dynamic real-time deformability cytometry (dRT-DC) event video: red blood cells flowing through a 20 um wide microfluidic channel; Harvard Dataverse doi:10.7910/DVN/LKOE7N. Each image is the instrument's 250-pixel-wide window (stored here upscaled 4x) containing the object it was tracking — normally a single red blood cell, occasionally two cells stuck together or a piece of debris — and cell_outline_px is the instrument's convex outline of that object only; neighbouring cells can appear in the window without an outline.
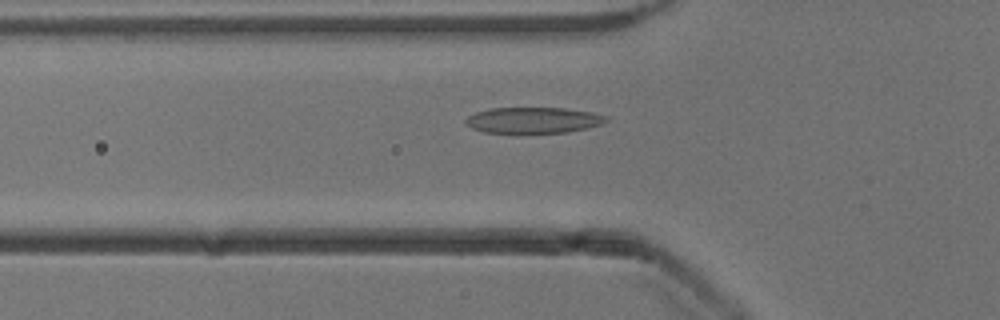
{"species": "common noctule bat (a hibernating species)", "species_latin": "Nyctalus noctula", "temperature_condition": "cold", "stored_images_in_passage": 53, "camera_frame_rate_fps": 3000, "um_per_image_px": 0.085, "animal": {"sex": "male", "body_mass_g": 13.3}, "frame": {"image": 1, "passage_image": 18, "time_ms": 5.667, "image_size_px": [1000, 320], "cell_outline_px": [[608, 120], [600, 124], [588, 128], [564, 132], [484, 132], [472, 128], [464, 124], [464, 120], [468, 116], [476, 112], [492, 108], [564, 108], [592, 112], [608, 116]], "centroid_in_image_um": [45.32, 10.2], "position_along_channel_um": 80.5, "area_um2": 21.04}}
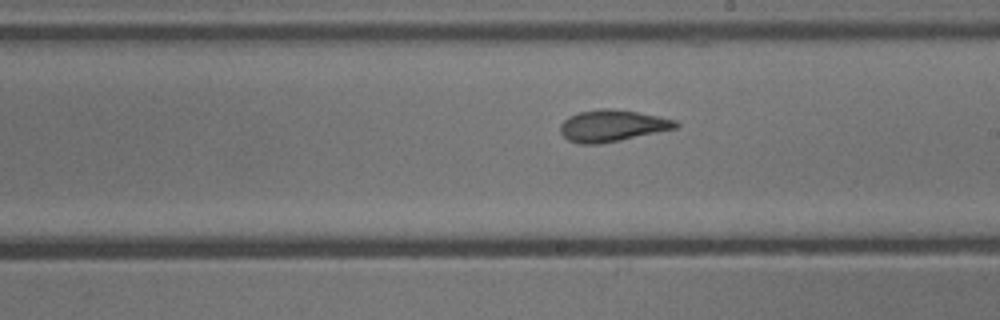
{"frame": {"image": 2, "passage_image": 30, "time_ms": 9.667, "image_size_px": [1000, 320], "cell_outline_px": [[680, 124], [676, 128], [620, 140], [600, 144], [580, 144], [568, 140], [560, 132], [560, 124], [568, 116], [580, 112], [600, 108], [608, 108], [636, 112], [676, 120]], "centroid_in_image_um": [52.0, 10.69], "position_along_channel_um": 237.0, "area_um2": 21.1}}
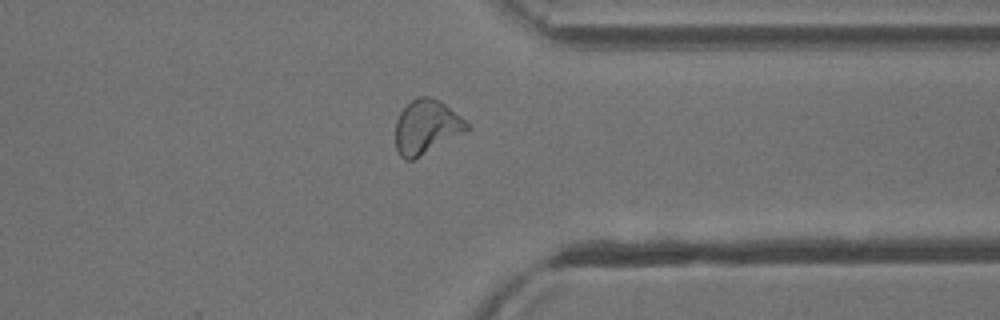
{"frame": {"image": 3, "passage_image": 41, "time_ms": 13.333, "image_size_px": [1000, 320], "cell_outline_px": [[468, 128], [420, 156], [412, 160], [404, 160], [400, 156], [396, 148], [396, 120], [400, 112], [416, 96], [432, 96], [440, 100], [460, 116], [468, 124]], "centroid_in_image_um": [36.18, 10.76], "position_along_channel_um": 375.2, "area_um2": 21.91}, "authors_computed_cell_mechanics": {"area_um2": 22.0796, "velocity_mm_per_s": 3.8854, "shape_relaxation_time_tau1_ms": 4.7256, "shape_relaxation_time_tau2_ms": 1.2917, "deformation_change_tau1": 0.1802, "deformation_change_tau2": 0.0943}}